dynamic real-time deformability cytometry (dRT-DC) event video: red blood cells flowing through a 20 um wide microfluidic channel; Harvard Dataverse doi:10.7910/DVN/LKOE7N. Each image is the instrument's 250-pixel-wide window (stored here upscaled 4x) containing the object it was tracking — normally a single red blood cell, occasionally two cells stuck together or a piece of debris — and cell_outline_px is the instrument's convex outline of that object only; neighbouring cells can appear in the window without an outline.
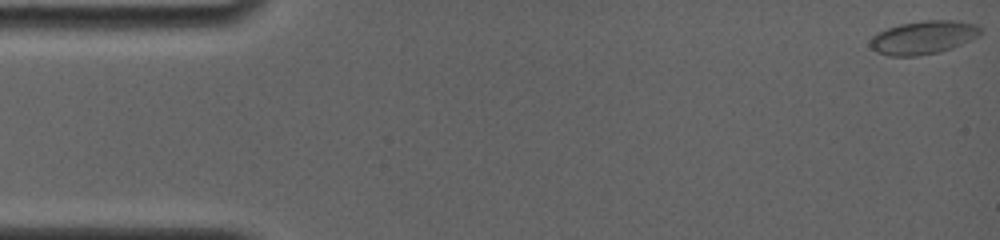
{"species": "common noctule bat (a hibernating species)", "species_latin": "Nyctalus noctula", "temperature_condition": "room temperature", "stored_images_in_passage": 35, "camera_frame_rate_fps": 4000, "um_per_image_px": 0.085, "animal": {"sex": "female", "body_mass_g": 19.0, "forearm_length_mm": 56.7}, "frame": {"image": 1, "passage_image": 1, "time_ms": 0.0, "image_size_px": [1000, 240], "cell_outline_px": [[980, 32], [976, 36], [952, 48], [940, 52], [916, 56], [888, 56], [876, 52], [868, 44], [872, 36], [876, 32], [900, 24], [924, 20], [956, 20], [976, 24], [980, 28]], "centroid_in_image_um": [78.42, 3.18], "position_along_channel_um": 6.6, "area_um2": 21.39}}
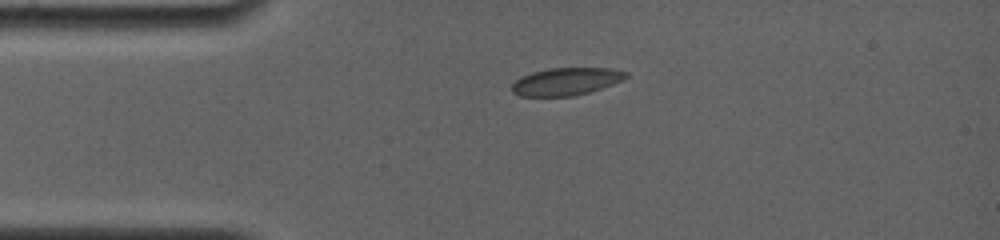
{"frame": {"image": 2, "passage_image": 25, "time_ms": 3.5, "image_size_px": [1000, 240], "cell_outline_px": [[628, 76], [612, 84], [588, 92], [572, 96], [520, 96], [512, 92], [512, 84], [520, 76], [532, 72], [552, 68], [608, 68], [628, 72]], "centroid_in_image_um": [48.08, 6.92], "position_along_channel_um": 36.9, "area_um2": 18.09}}